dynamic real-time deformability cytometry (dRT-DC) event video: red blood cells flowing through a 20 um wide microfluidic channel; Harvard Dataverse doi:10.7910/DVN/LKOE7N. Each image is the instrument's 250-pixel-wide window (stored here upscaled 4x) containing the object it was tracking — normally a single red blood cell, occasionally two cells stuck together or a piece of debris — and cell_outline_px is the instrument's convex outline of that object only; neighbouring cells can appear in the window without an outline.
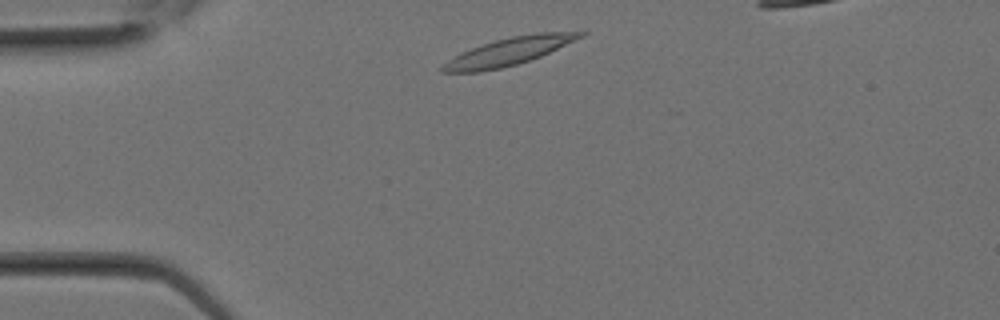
{"species": "Egyptian fruit bat (a non-hibernating species)", "species_latin": "Rousettus aegyptiacus", "temperature_condition": "room temperature", "stored_images_in_passage": 5, "camera_frame_rate_fps": 3000, "um_per_image_px": 0.085, "animal": {"sex": "female"}, "frame": {"image": 1, "passage_image": 1, "time_ms": 0.0, "image_size_px": [1000, 320], "cell_outline_px": [[588, 32], [584, 36], [540, 56], [516, 64], [500, 68], [480, 72], [440, 72], [440, 68], [448, 60], [472, 48], [496, 40], [512, 36], [536, 32]], "centroid_in_image_um": [43.25, 4.37], "position_along_channel_um": 41.7, "area_um2": 21.56}}
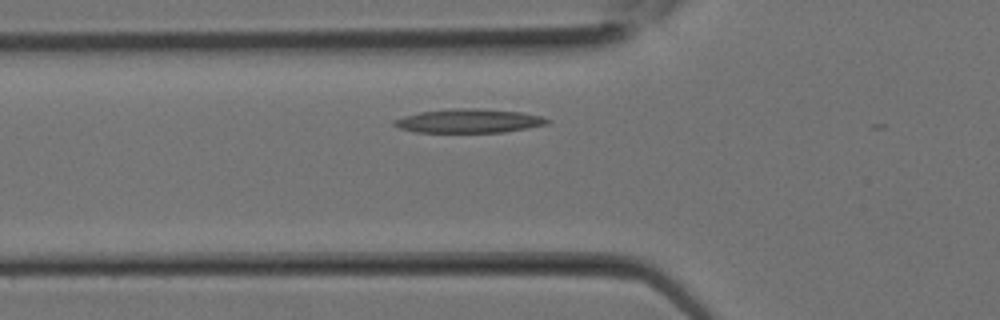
{"frame": {"image": 2, "passage_image": 4, "time_ms": 1.0, "image_size_px": [1000, 320], "cell_outline_px": [[552, 120], [548, 124], [528, 128], [504, 132], [416, 132], [400, 128], [392, 124], [392, 120], [404, 116], [420, 112], [448, 108], [476, 108], [520, 112], [540, 116]], "centroid_in_image_um": [39.85, 10.27], "position_along_channel_um": 86.0, "area_um2": 21.33}}